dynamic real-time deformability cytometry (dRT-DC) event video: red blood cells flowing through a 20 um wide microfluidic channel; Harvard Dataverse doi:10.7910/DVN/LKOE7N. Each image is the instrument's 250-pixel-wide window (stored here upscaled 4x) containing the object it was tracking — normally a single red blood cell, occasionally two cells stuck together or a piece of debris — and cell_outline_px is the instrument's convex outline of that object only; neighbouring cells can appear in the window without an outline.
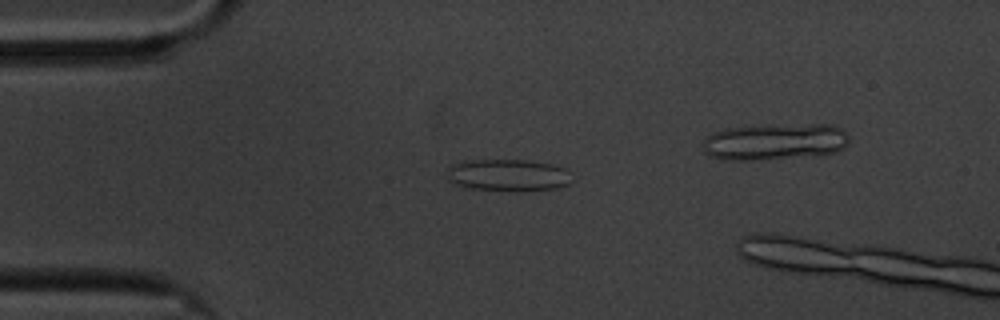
{"species": "common noctule bat (a hibernating species)", "species_latin": "Nyctalus noctula", "temperature_condition": "cold", "stored_images_in_passage": 50, "camera_frame_rate_fps": 3000, "um_per_image_px": 0.085, "animal": {"sex": "male", "body_mass_g": 20.1, "forearm_length_mm": 53.5}, "frame": {"image": 1, "passage_image": 13, "time_ms": 4.0, "image_size_px": [1000, 320], "cell_outline_px": [[568, 184], [556, 188], [472, 188], [448, 180], [448, 168], [452, 164], [472, 160], [528, 160], [552, 164], [568, 168]], "centroid_in_image_um": [43.19, 14.82], "position_along_channel_um": 41.8, "area_um2": 21.91}}
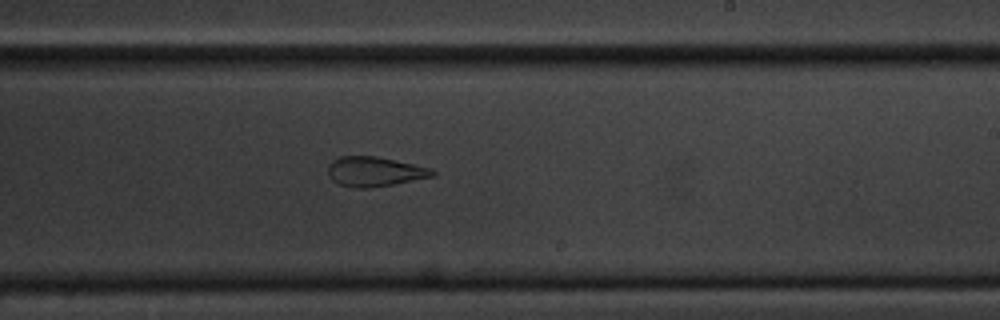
{"frame": {"image": 2, "passage_image": 34, "time_ms": 11.0, "image_size_px": [1000, 320], "cell_outline_px": [[436, 176], [396, 184], [368, 188], [352, 188], [340, 184], [332, 180], [328, 172], [328, 164], [332, 160], [340, 156], [376, 156], [432, 168], [436, 172]], "centroid_in_image_um": [31.86, 14.59], "position_along_channel_um": 257.1, "area_um2": 18.26}}
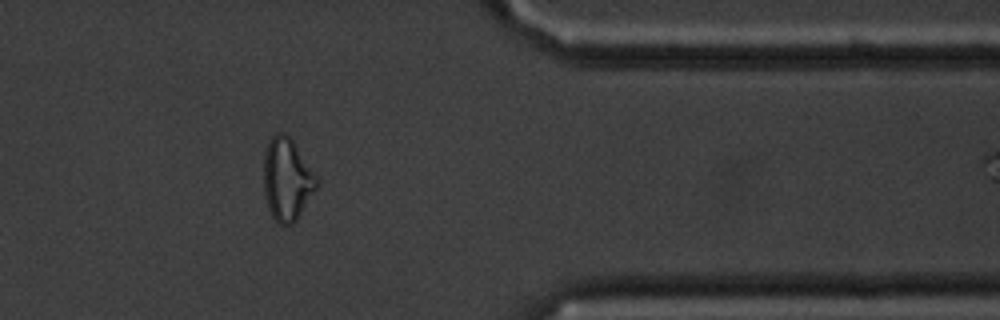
{"frame": {"image": 3, "passage_image": 47, "time_ms": 15.333, "image_size_px": [1000, 320], "cell_outline_px": [[320, 184], [296, 220], [292, 224], [280, 224], [272, 216], [268, 208], [264, 192], [264, 152], [272, 136], [276, 132], [284, 132], [292, 140], [320, 180]], "centroid_in_image_um": [24.41, 15.24], "position_along_channel_um": 387.0, "area_um2": 25.43}}